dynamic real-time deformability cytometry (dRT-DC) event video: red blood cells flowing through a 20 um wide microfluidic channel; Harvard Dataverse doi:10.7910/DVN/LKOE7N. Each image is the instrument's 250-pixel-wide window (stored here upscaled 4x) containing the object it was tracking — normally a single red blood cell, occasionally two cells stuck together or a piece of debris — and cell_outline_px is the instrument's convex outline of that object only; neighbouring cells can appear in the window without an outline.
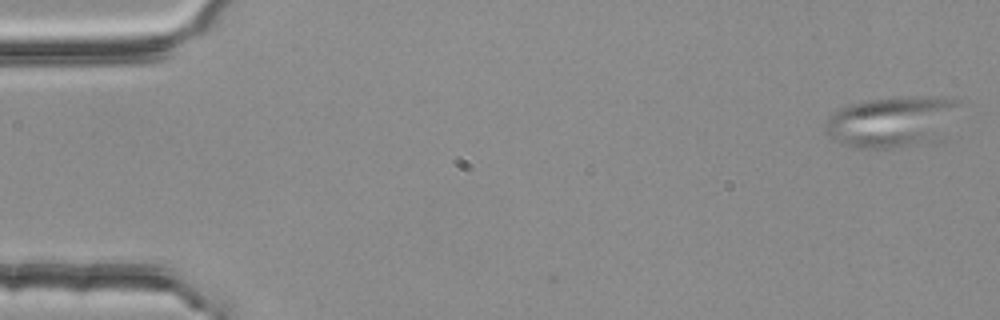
{"species": "common noctule bat (a hibernating species)", "species_latin": "Nyctalus noctula", "temperature_condition": "room temperature", "stored_images_in_passage": 2, "camera_frame_rate_fps": 3000, "um_per_image_px": 0.085, "animal": {"sex": "female", "body_mass_g": 25.1}, "frame": {"image": 1, "passage_image": 2, "time_ms": 0.333, "image_size_px": [1000, 320], "cell_outline_px": [[960, 100], [944, 140], [936, 144], [892, 148], [856, 148], [840, 144], [828, 136], [824, 132], [824, 124], [828, 116], [832, 112], [848, 104], [868, 100], [932, 96], [936, 96]], "centroid_in_image_um": [75.83, 10.4], "position_along_channel_um": 9.2, "area_um2": 40.81}}